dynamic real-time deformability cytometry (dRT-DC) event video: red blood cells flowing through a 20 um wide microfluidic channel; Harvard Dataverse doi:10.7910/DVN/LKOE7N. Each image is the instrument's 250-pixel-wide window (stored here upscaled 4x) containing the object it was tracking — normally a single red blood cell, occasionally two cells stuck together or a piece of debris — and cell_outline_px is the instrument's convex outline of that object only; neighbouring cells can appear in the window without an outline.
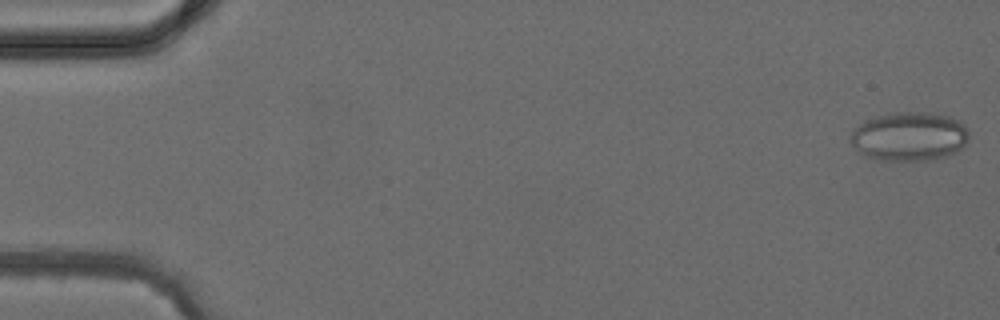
{"species": "common noctule bat (a hibernating species)", "species_latin": "Nyctalus noctula", "temperature_condition": "cold", "stored_images_in_passage": 5, "camera_frame_rate_fps": 3000, "um_per_image_px": 0.085, "animal": {"sex": "female", "body_mass_g": 24.6, "forearm_length_mm": 56.2}, "frame": {"image": 1, "passage_image": 1, "time_ms": 0.0, "image_size_px": [1000, 320], "cell_outline_px": [[968, 136], [964, 144], [960, 148], [944, 156], [928, 160], [876, 160], [864, 156], [848, 140], [848, 136], [864, 120], [876, 116], [896, 112], [932, 112], [948, 116], [960, 120], [968, 128]], "centroid_in_image_um": [77.26, 11.58], "position_along_channel_um": 7.7, "area_um2": 33.81}}
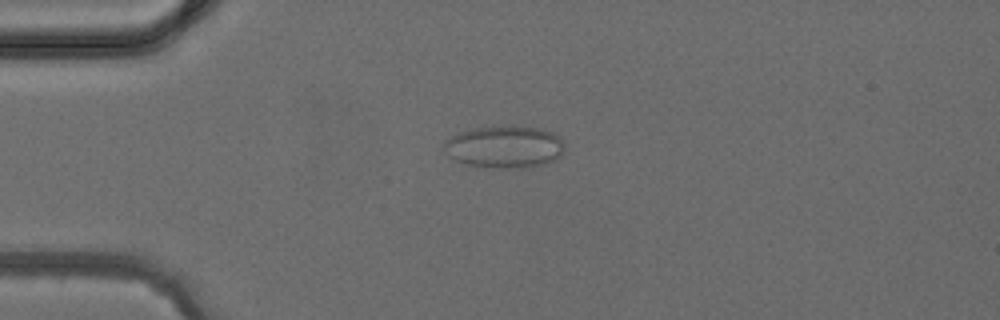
{"frame": {"image": 2, "passage_image": 4, "time_ms": 3.333, "image_size_px": [1000, 320], "cell_outline_px": [[564, 152], [556, 160], [544, 164], [528, 168], [496, 168], [464, 164], [448, 156], [444, 152], [444, 140], [460, 132], [476, 128], [512, 124], [540, 128], [552, 132], [560, 136], [564, 140]], "centroid_in_image_um": [42.93, 12.47], "position_along_channel_um": 42.1, "area_um2": 30.4}}
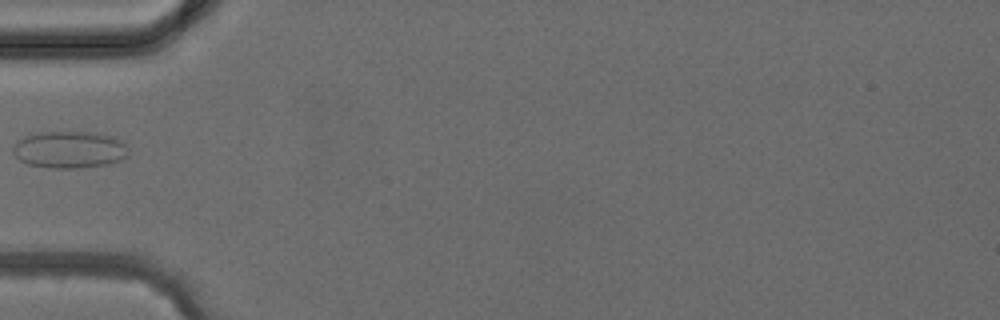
{"frame": {"image": 3, "passage_image": 5, "time_ms": 4.667, "image_size_px": [1000, 320], "cell_outline_px": [[128, 152], [120, 160], [108, 164], [80, 168], [48, 168], [28, 164], [20, 160], [12, 152], [12, 148], [24, 136], [36, 132], [92, 132], [112, 136], [128, 144]], "centroid_in_image_um": [5.91, 12.72], "position_along_channel_um": 79.1, "area_um2": 24.97}}